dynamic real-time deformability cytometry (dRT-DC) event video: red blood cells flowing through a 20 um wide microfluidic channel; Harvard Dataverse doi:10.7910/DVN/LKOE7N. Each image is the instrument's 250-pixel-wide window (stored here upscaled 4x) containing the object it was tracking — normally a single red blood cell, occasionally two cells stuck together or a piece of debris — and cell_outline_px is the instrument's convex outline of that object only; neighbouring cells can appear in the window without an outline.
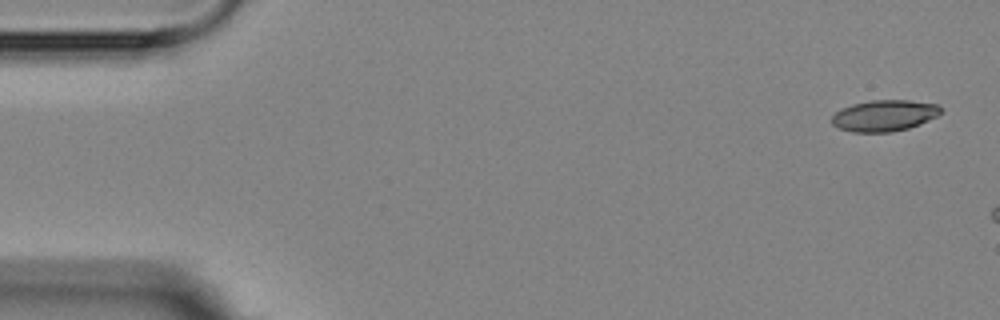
{"species": "Egyptian fruit bat (a non-hibernating species)", "species_latin": "Rousettus aegyptiacus", "temperature_condition": "room temperature", "stored_images_in_passage": 3, "camera_frame_rate_fps": 3000, "um_per_image_px": 0.085, "animal": {"sex": "female"}, "frame": {"image": 1, "passage_image": 1, "time_ms": 0.0, "image_size_px": [1000, 320], "cell_outline_px": [[940, 112], [936, 116], [920, 124], [908, 128], [892, 132], [852, 132], [836, 128], [832, 124], [832, 116], [840, 108], [852, 104], [872, 100], [908, 100], [940, 104]], "centroid_in_image_um": [75.13, 9.82], "position_along_channel_um": 9.9, "area_um2": 19.94}}